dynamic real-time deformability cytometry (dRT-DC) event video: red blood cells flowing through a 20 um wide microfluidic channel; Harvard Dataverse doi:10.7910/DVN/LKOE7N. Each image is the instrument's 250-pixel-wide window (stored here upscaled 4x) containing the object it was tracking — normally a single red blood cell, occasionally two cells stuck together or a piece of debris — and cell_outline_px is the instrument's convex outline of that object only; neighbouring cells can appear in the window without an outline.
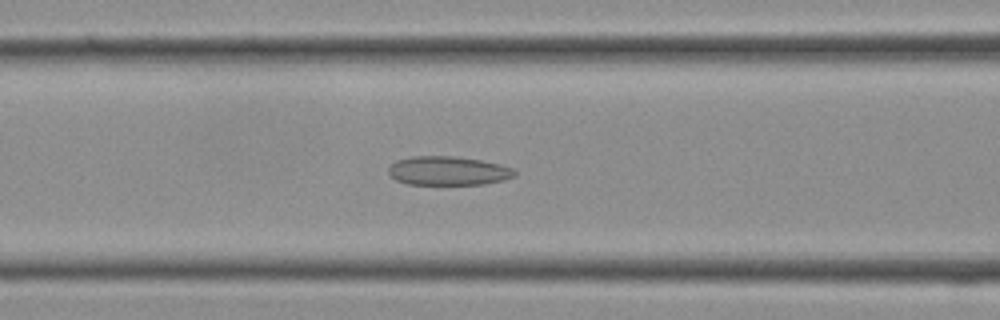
{"species": "Egyptian fruit bat (a non-hibernating species)", "species_latin": "Rousettus aegyptiacus", "temperature_condition": "cold", "stored_images_in_passage": 30, "camera_frame_rate_fps": 3000, "um_per_image_px": 0.085, "frame": {"image": 1, "passage_image": 12, "time_ms": 3.667, "image_size_px": [1000, 320], "cell_outline_px": [[516, 176], [504, 180], [484, 184], [408, 184], [396, 180], [388, 172], [388, 168], [396, 160], [412, 156], [456, 156], [480, 160], [500, 164], [516, 168]], "centroid_in_image_um": [38.13, 14.51], "position_along_channel_um": 128.5, "area_um2": 21.39}}
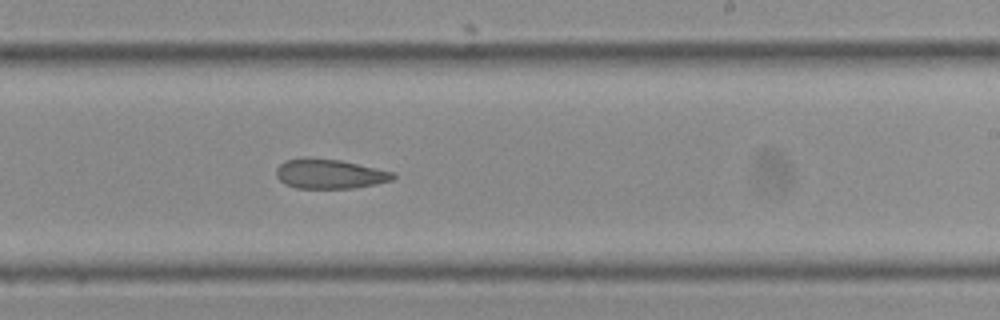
{"frame": {"image": 2, "passage_image": 18, "time_ms": 5.667, "image_size_px": [1000, 320], "cell_outline_px": [[396, 176], [392, 180], [376, 184], [352, 188], [296, 188], [284, 184], [276, 176], [276, 168], [284, 160], [340, 160], [396, 172]], "centroid_in_image_um": [28.07, 14.81], "position_along_channel_um": 260.9, "area_um2": 19.65}}
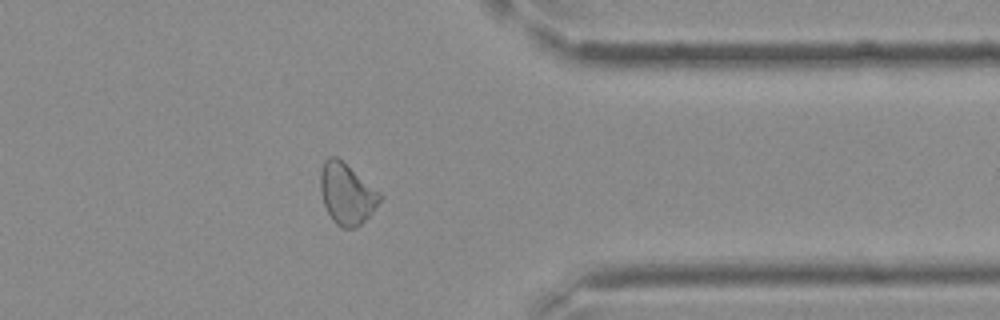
{"frame": {"image": 3, "passage_image": 24, "time_ms": 7.667, "image_size_px": [1000, 320], "cell_outline_px": [[384, 196], [372, 212], [356, 228], [340, 228], [332, 220], [324, 204], [320, 192], [320, 172], [324, 160], [328, 156], [336, 156], [380, 192]], "centroid_in_image_um": [29.46, 16.47], "position_along_channel_um": 381.9, "area_um2": 21.1}}